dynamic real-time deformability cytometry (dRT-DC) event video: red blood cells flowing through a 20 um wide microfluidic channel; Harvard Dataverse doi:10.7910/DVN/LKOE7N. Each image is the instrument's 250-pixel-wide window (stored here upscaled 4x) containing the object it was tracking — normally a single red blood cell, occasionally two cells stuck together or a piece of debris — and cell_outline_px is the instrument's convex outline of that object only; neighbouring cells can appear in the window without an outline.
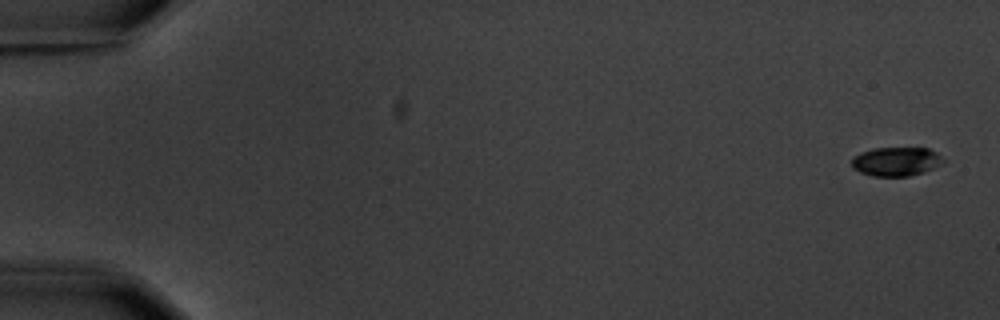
{"species": "common noctule bat (a hibernating species)", "species_latin": "Nyctalus noctula", "temperature_condition": "warm", "stored_images_in_passage": 6, "camera_frame_rate_fps": 3000, "um_per_image_px": 0.085, "animal": {"sex": "male", "body_mass_g": 20.1, "forearm_length_mm": 53.5}, "frame": {"image": 1, "passage_image": 1, "time_ms": 0.0, "image_size_px": [1000, 320], "cell_outline_px": [[944, 160], [932, 168], [924, 172], [908, 176], [872, 176], [860, 172], [852, 168], [852, 160], [860, 152], [872, 148], [928, 148], [936, 152]], "centroid_in_image_um": [76.13, 13.72], "position_along_channel_um": 8.9, "area_um2": 15.26}}
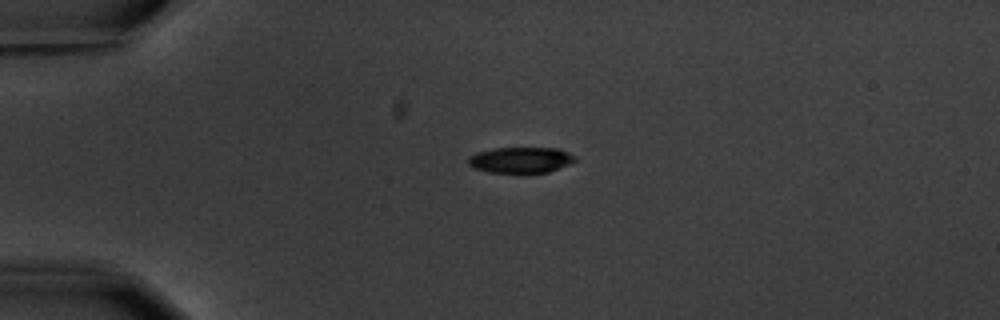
{"frame": {"image": 2, "passage_image": 4, "time_ms": 4.333, "image_size_px": [1000, 320], "cell_outline_px": [[576, 160], [568, 164], [548, 172], [488, 172], [472, 168], [468, 164], [468, 156], [476, 152], [496, 148], [560, 148], [576, 156]], "centroid_in_image_um": [44.23, 13.58], "position_along_channel_um": 40.8, "area_um2": 16.07}}
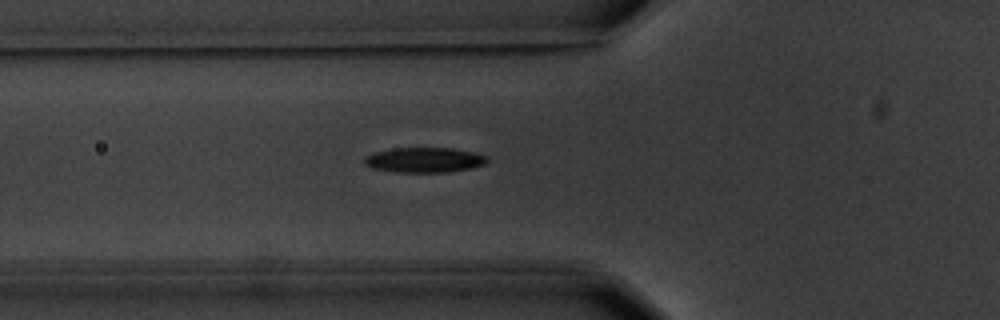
{"frame": {"image": 3, "passage_image": 6, "time_ms": 6.667, "image_size_px": [1000, 320], "cell_outline_px": [[488, 160], [484, 164], [472, 168], [448, 172], [396, 172], [372, 168], [364, 164], [364, 156], [372, 152], [396, 148], [452, 148], [472, 152], [488, 156]], "centroid_in_image_um": [36.04, 13.59], "position_along_channel_um": 89.8, "area_um2": 17.98}}